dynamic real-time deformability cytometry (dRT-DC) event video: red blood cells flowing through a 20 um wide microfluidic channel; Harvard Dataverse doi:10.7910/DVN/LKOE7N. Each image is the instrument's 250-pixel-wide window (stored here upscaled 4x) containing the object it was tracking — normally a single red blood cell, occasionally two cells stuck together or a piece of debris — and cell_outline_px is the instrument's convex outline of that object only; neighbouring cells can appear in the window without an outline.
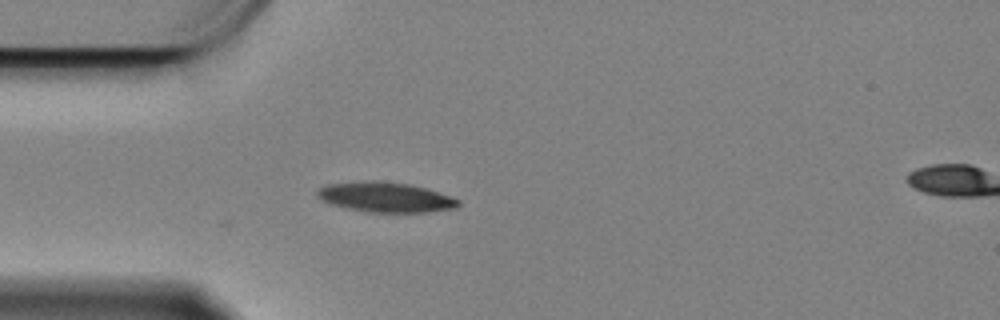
{"species": "Egyptian fruit bat (a non-hibernating species)", "species_latin": "Rousettus aegyptiacus", "temperature_condition": "cold", "stored_images_in_passage": 44, "camera_frame_rate_fps": 3000, "um_per_image_px": 0.085, "animal": {"sex": "female"}, "frame": {"image": 1, "passage_image": 1, "time_ms": 0.0, "image_size_px": [1000, 320], "cell_outline_px": [[460, 204], [456, 208], [428, 212], [368, 212], [328, 204], [320, 200], [316, 196], [316, 192], [320, 188], [328, 184], [372, 180], [376, 180], [408, 184], [424, 188], [460, 200]], "centroid_in_image_um": [32.72, 16.77], "position_along_channel_um": 52.3, "area_um2": 24.51}}
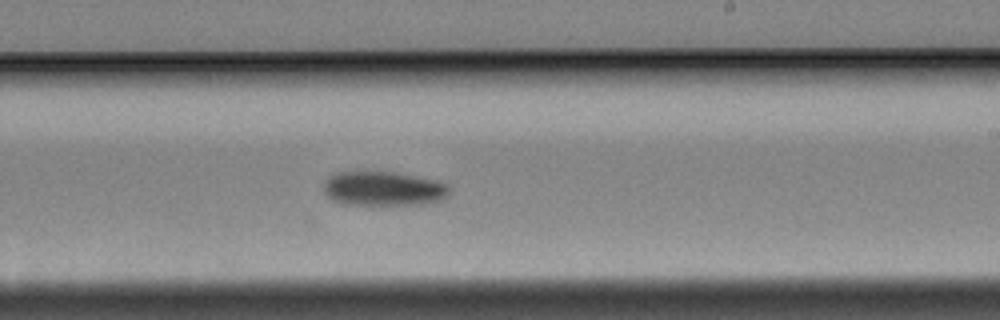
{"frame": {"image": 2, "passage_image": 20, "time_ms": 6.333, "image_size_px": [1000, 320], "cell_outline_px": [[452, 188], [448, 196], [444, 200], [424, 204], [340, 204], [332, 200], [324, 192], [324, 184], [332, 176], [340, 172], [392, 172], [436, 180], [448, 184]], "centroid_in_image_um": [32.67, 16.05], "position_along_channel_um": 256.3, "area_um2": 25.09}}
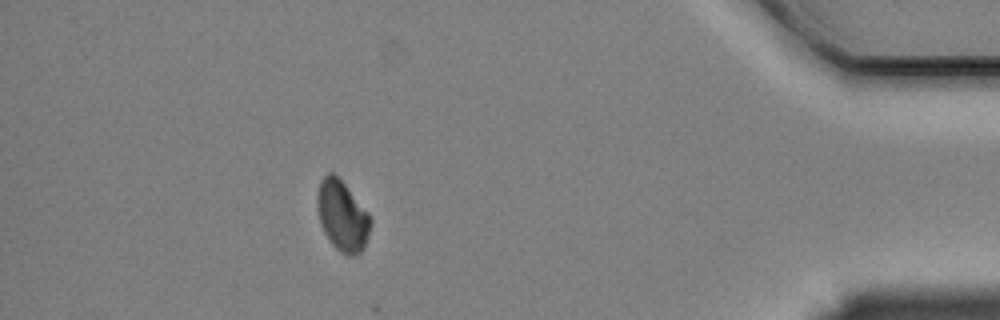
{"frame": {"image": 3, "passage_image": 38, "time_ms": 12.333, "image_size_px": [1000, 320], "cell_outline_px": [[372, 220], [368, 236], [364, 248], [356, 256], [348, 256], [340, 252], [332, 244], [324, 232], [320, 220], [320, 180], [328, 172], [332, 172], [344, 184], [368, 212]], "centroid_in_image_um": [29.16, 18.41], "position_along_channel_um": 406.0, "area_um2": 21.1}, "authors_computed_cell_mechanics": {"area_um2": 25.0852, "velocity_mm_per_s": 3.3306, "shape_relaxation_time_tau1_ms": 2.6739, "shape_relaxation_time_tau2_ms": null, "deformation_change_tau1": 0.0992, "deformation_change_tau2": null}}